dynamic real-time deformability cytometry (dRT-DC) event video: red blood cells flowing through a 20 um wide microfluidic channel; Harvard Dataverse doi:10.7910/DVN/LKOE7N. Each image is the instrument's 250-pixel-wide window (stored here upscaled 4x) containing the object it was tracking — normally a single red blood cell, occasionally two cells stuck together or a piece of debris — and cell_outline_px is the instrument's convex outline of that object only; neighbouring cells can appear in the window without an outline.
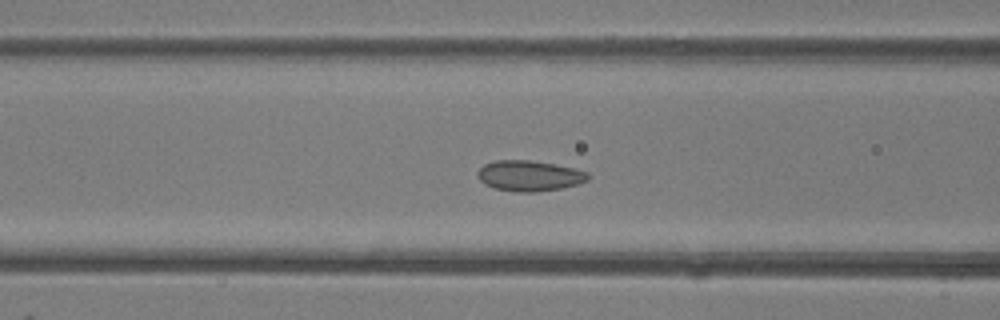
{"species": "common noctule bat (a hibernating species)", "species_latin": "Nyctalus noctula", "temperature_condition": "room temperature", "stored_images_in_passage": 45, "camera_frame_rate_fps": 3000, "um_per_image_px": 0.085, "animal": {"sex": "female"}, "frame": {"image": 1, "passage_image": 17, "time_ms": 5.333, "image_size_px": [1000, 320], "cell_outline_px": [[588, 180], [576, 184], [560, 188], [536, 192], [520, 192], [496, 188], [484, 184], [476, 176], [476, 172], [484, 164], [496, 160], [528, 160], [556, 164], [588, 172]], "centroid_in_image_um": [44.96, 14.93], "position_along_channel_um": 121.6, "area_um2": 19.54}}
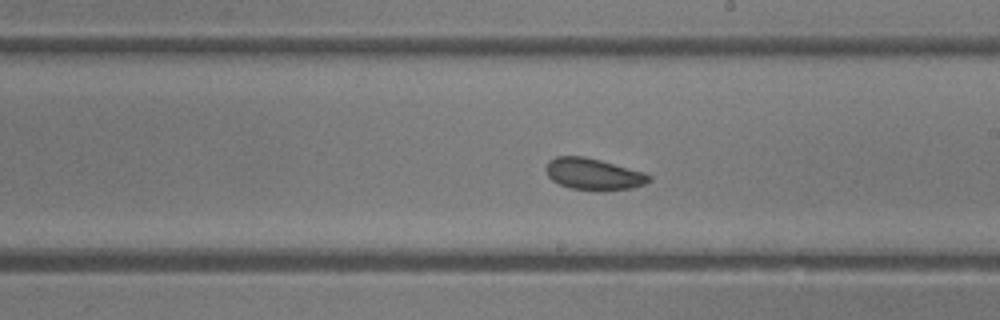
{"frame": {"image": 2, "passage_image": 25, "time_ms": 8.0, "image_size_px": [1000, 320], "cell_outline_px": [[652, 180], [644, 184], [632, 188], [604, 192], [572, 188], [560, 184], [552, 180], [548, 176], [548, 160], [556, 156], [584, 156], [600, 160], [644, 172], [652, 176]], "centroid_in_image_um": [50.5, 14.81], "position_along_channel_um": 238.5, "area_um2": 19.02}}
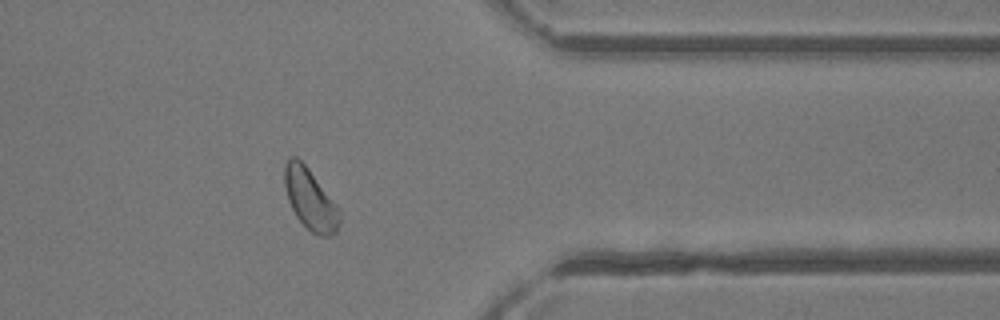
{"frame": {"image": 3, "passage_image": 36, "time_ms": 11.667, "image_size_px": [1000, 320], "cell_outline_px": [[340, 220], [336, 232], [328, 236], [320, 236], [312, 232], [296, 216], [288, 200], [284, 184], [284, 168], [288, 160], [292, 156], [296, 156], [308, 168], [336, 204], [340, 212]], "centroid_in_image_um": [26.36, 16.94], "position_along_channel_um": 385.0, "area_um2": 19.19}, "authors_computed_cell_mechanics": {"area_um2": 19.8254, "velocity_mm_per_s": 4.4009, "shape_relaxation_time_tau1_ms": null, "shape_relaxation_time_tau2_ms": 4.7661, "deformation_change_tau1": null, "deformation_change_tau2": 0.0932}}